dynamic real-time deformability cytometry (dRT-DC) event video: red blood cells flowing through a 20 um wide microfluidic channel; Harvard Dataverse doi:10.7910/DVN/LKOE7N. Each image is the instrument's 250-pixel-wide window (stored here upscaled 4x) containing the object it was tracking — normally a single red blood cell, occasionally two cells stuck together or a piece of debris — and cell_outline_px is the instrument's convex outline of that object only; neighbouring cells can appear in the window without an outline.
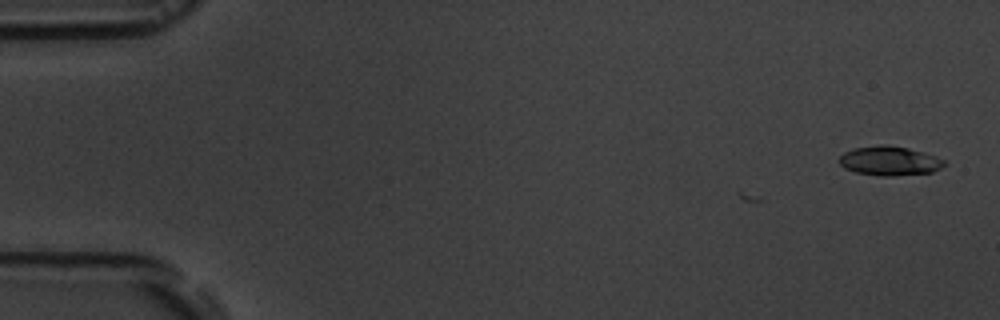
{"species": "common noctule bat (a hibernating species)", "species_latin": "Nyctalus noctula", "temperature_condition": "room temperature", "stored_images_in_passage": 2, "camera_frame_rate_fps": 3000, "um_per_image_px": 0.085, "animal": {"sex": "male", "body_mass_g": 19.5, "forearm_length_mm": 54.6}, "frame": {"image": 1, "passage_image": 2, "time_ms": 1.333, "image_size_px": [1000, 320], "cell_outline_px": [[948, 164], [932, 172], [892, 176], [880, 176], [856, 172], [844, 168], [840, 164], [840, 156], [844, 152], [852, 148], [880, 144], [884, 144], [908, 148], [936, 156], [944, 160]], "centroid_in_image_um": [75.61, 13.67], "position_along_channel_um": 9.4, "area_um2": 17.98}}